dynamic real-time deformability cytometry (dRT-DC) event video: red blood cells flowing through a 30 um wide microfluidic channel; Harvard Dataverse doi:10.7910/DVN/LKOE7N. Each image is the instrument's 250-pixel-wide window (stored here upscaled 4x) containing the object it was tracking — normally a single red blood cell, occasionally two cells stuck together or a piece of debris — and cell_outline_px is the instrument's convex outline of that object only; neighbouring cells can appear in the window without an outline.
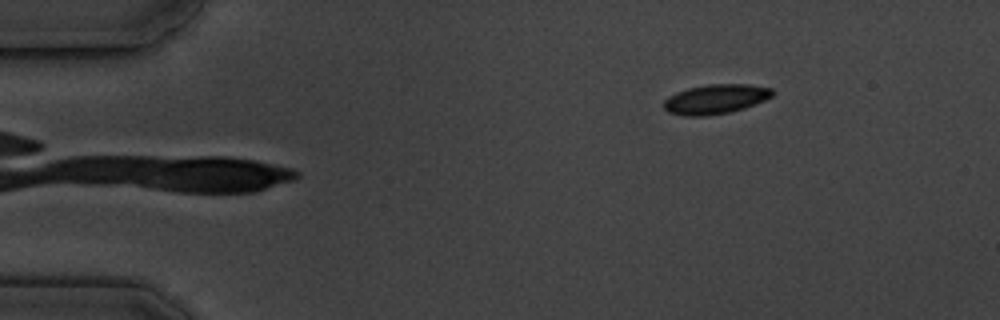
{"species": "common noctule bat (a hibernating species)", "species_latin": "Nyctalus noctula", "temperature_condition": "cold", "stored_images_in_passage": 7, "camera_frame_rate_fps": 3000, "um_per_image_px": 0.085, "animal": {"sex": "male", "body_mass_g": 19.5, "forearm_length_mm": 54.6}, "frame": {"image": 1, "passage_image": 7, "time_ms": 7.0, "image_size_px": [1000, 320], "cell_outline_px": [[776, 92], [772, 96], [764, 100], [744, 108], [728, 112], [708, 116], [684, 116], [668, 112], [664, 108], [664, 100], [668, 96], [676, 92], [688, 88], [708, 84], [748, 84], [772, 88]], "centroid_in_image_um": [60.82, 8.42], "position_along_channel_um": 24.2, "area_um2": 18.79}}